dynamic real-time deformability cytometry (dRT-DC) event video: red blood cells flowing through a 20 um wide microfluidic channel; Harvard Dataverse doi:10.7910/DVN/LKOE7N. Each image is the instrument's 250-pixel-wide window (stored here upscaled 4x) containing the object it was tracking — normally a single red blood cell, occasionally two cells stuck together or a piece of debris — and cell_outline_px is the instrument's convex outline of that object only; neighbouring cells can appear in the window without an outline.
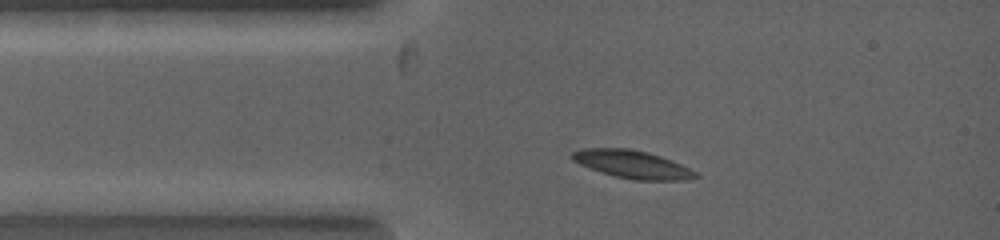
{"species": "common noctule bat (a hibernating species)", "species_latin": "Nyctalus noctula", "temperature_condition": "warm", "stored_images_in_passage": 6, "camera_frame_rate_fps": 5000, "um_per_image_px": 0.085, "animal": {"sex": "female", "body_mass_g": 19.0, "forearm_length_mm": 53.3}, "frame": {"image": 1, "passage_image": 1, "time_ms": 0.0, "image_size_px": [1000, 240], "cell_outline_px": [[700, 176], [684, 180], [632, 180], [600, 172], [588, 168], [572, 160], [568, 156], [572, 152], [580, 148], [632, 148], [648, 152], [672, 160], [696, 172]], "centroid_in_image_um": [53.69, 13.96], "position_along_channel_um": 31.3, "area_um2": 20.23}}
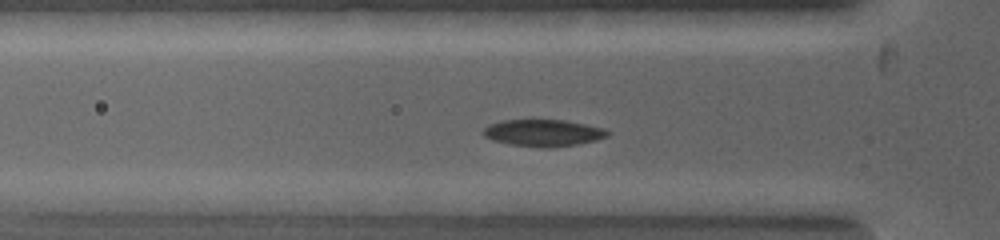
{"frame": {"image": 2, "passage_image": 5, "time_ms": 1.0, "image_size_px": [1000, 240], "cell_outline_px": [[612, 132], [608, 136], [596, 140], [580, 144], [548, 148], [544, 148], [512, 144], [492, 140], [484, 136], [480, 132], [488, 124], [500, 120], [532, 116], [564, 120], [604, 128]], "centroid_in_image_um": [46.13, 11.24], "position_along_channel_um": 79.7, "area_um2": 20.52}}